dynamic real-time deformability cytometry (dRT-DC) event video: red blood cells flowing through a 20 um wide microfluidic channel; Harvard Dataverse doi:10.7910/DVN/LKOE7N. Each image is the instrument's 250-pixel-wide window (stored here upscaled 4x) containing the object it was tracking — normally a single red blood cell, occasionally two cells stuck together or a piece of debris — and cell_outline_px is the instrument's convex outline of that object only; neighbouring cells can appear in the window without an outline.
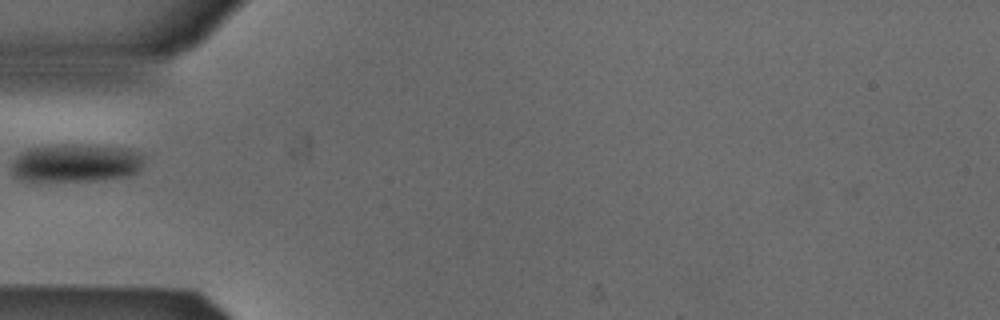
{"species": "Egyptian fruit bat (a non-hibernating species)", "species_latin": "Rousettus aegyptiacus", "temperature_condition": "cold", "stored_images_in_passage": 32, "camera_frame_rate_fps": 3000, "um_per_image_px": 0.085, "animal": {"sex": "male"}, "frame": {"image": 1, "passage_image": 1, "time_ms": 0.0, "image_size_px": [1000, 320], "cell_outline_px": [[148, 156], [140, 168], [136, 172], [124, 176], [96, 180], [24, 180], [16, 176], [12, 172], [12, 160], [16, 156], [32, 148], [60, 144], [92, 144], [124, 148], [144, 152]], "centroid_in_image_um": [6.53, 13.82], "position_along_channel_um": 78.5, "area_um2": 29.48}}
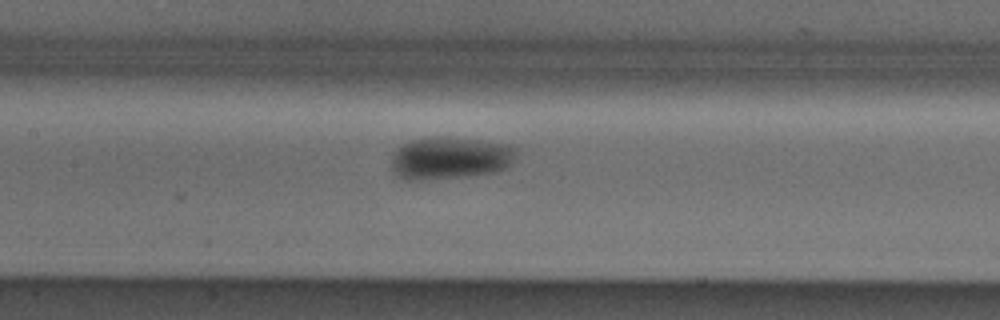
{"frame": {"image": 2, "passage_image": 8, "time_ms": 2.333, "image_size_px": [1000, 320], "cell_outline_px": [[516, 152], [512, 160], [504, 168], [496, 172], [468, 176], [420, 180], [408, 180], [396, 176], [392, 168], [392, 152], [396, 148], [412, 140], [432, 136], [448, 136], [508, 144], [516, 148]], "centroid_in_image_um": [38.2, 13.42], "position_along_channel_um": 169.2, "area_um2": 30.98}}
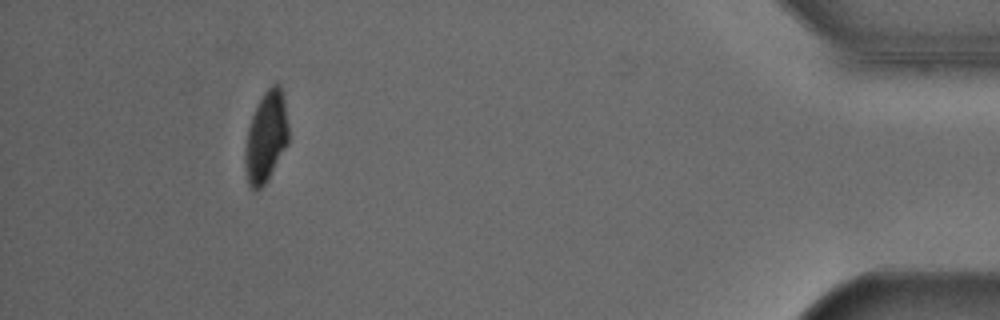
{"frame": {"image": 3, "passage_image": 32, "time_ms": 10.333, "image_size_px": [1000, 320], "cell_outline_px": [[288, 144], [264, 184], [256, 192], [252, 192], [248, 184], [244, 168], [244, 148], [248, 128], [252, 116], [264, 92], [272, 84], [280, 84], [284, 100], [288, 124]], "centroid_in_image_um": [22.59, 11.68], "position_along_channel_um": 412.6, "area_um2": 23.0}}